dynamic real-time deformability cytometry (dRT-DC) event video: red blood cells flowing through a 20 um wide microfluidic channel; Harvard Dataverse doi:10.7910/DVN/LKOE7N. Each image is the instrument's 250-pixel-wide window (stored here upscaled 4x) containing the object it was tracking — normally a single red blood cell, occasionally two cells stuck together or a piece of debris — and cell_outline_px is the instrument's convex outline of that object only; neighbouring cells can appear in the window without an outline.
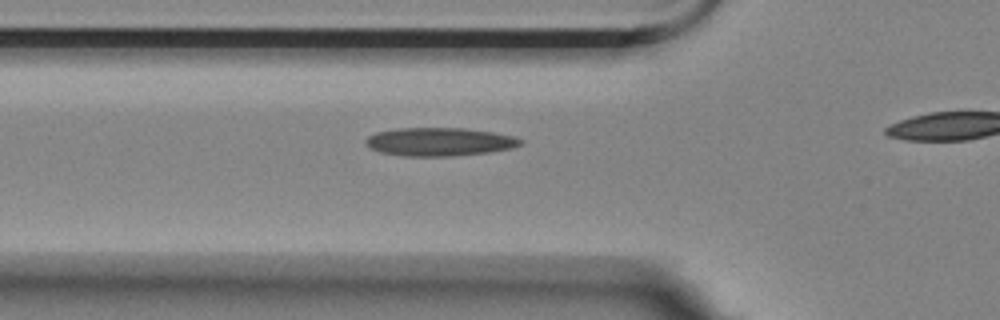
{"species": "Egyptian fruit bat (a non-hibernating species)", "species_latin": "Rousettus aegyptiacus", "temperature_condition": "room temperature", "stored_images_in_passage": 28, "camera_frame_rate_fps": 3000, "um_per_image_px": 0.085, "animal": {"sex": "female"}, "frame": {"image": 1, "passage_image": 2, "time_ms": 0.333, "image_size_px": [1000, 320], "cell_outline_px": [[524, 144], [512, 148], [488, 152], [452, 156], [404, 156], [380, 152], [372, 148], [364, 140], [368, 136], [376, 132], [396, 128], [464, 128], [492, 132], [516, 136], [524, 140]], "centroid_in_image_um": [37.4, 12.04], "position_along_channel_um": 88.4, "area_um2": 25.61}}
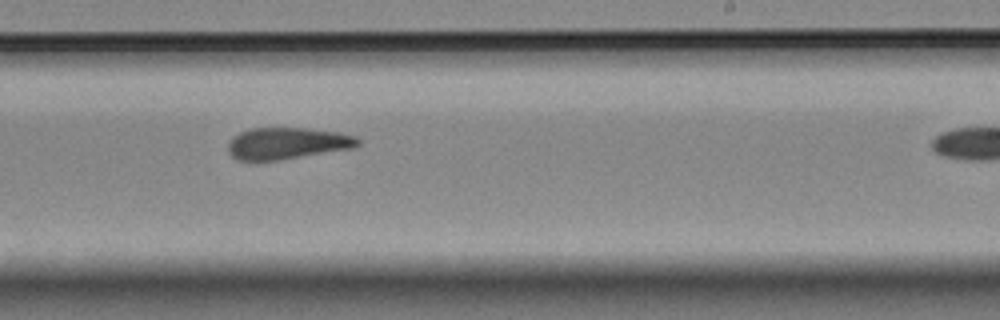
{"frame": {"image": 2, "passage_image": 17, "time_ms": 5.333, "image_size_px": [1000, 320], "cell_outline_px": [[360, 144], [352, 148], [280, 160], [236, 160], [228, 152], [228, 144], [232, 136], [240, 132], [252, 128], [304, 128], [340, 132], [356, 136], [360, 140]], "centroid_in_image_um": [24.41, 12.18], "position_along_channel_um": 264.6, "area_um2": 23.99}}
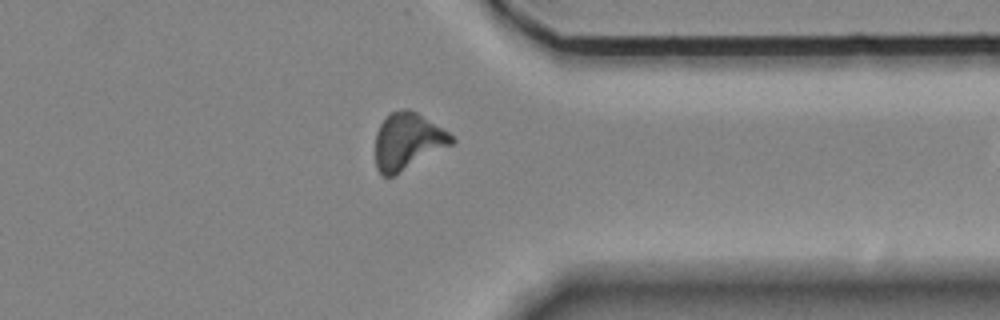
{"frame": {"image": 3, "passage_image": 27, "time_ms": 8.667, "image_size_px": [1000, 320], "cell_outline_px": [[456, 140], [452, 144], [392, 176], [380, 176], [376, 168], [376, 132], [380, 124], [392, 112], [404, 108], [408, 108], [416, 112], [448, 132]], "centroid_in_image_um": [34.62, 12.01], "position_along_channel_um": 376.8, "area_um2": 24.68}}